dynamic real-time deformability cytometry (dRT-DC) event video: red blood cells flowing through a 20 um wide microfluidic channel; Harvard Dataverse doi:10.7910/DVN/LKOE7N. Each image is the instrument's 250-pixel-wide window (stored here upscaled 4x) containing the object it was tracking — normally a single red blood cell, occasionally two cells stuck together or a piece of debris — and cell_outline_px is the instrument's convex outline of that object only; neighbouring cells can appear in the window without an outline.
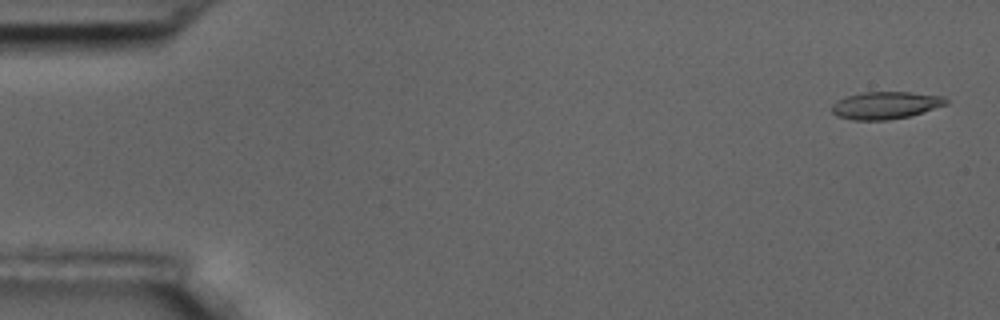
{"species": "common noctule bat (a hibernating species)", "species_latin": "Nyctalus noctula", "temperature_condition": "room temperature", "stored_images_in_passage": 15, "camera_frame_rate_fps": 3000, "um_per_image_px": 0.085, "animal": {"sex": "male", "body_mass_g": 17.5, "forearm_length_mm": 52.3}, "frame": {"image": 1, "passage_image": 1, "time_ms": 0.0, "image_size_px": [1000, 320], "cell_outline_px": [[948, 104], [912, 116], [888, 120], [852, 120], [836, 116], [832, 112], [832, 104], [836, 100], [844, 96], [864, 92], [908, 92], [944, 96], [948, 100]], "centroid_in_image_um": [75.27, 8.95], "position_along_channel_um": 9.7, "area_um2": 18.5}}
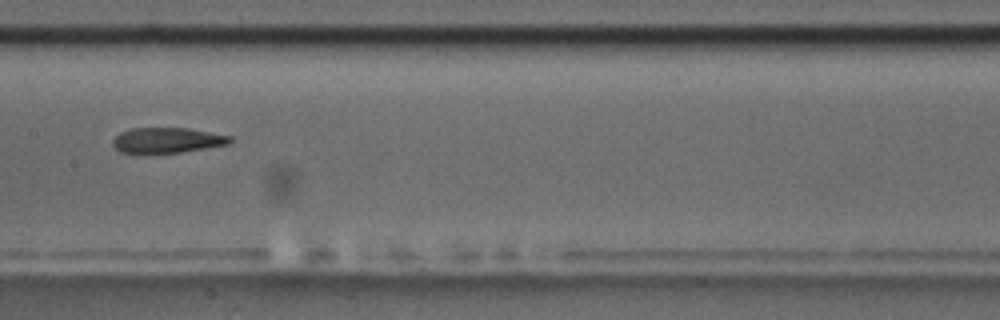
{"frame": {"image": 2, "passage_image": 8, "time_ms": 9.0, "image_size_px": [1000, 320], "cell_outline_px": [[232, 140], [228, 144], [180, 152], [132, 156], [120, 152], [112, 144], [112, 140], [120, 132], [132, 128], [188, 128], [232, 136]], "centroid_in_image_um": [14.11, 11.96], "position_along_channel_um": 193.3, "area_um2": 17.86}}
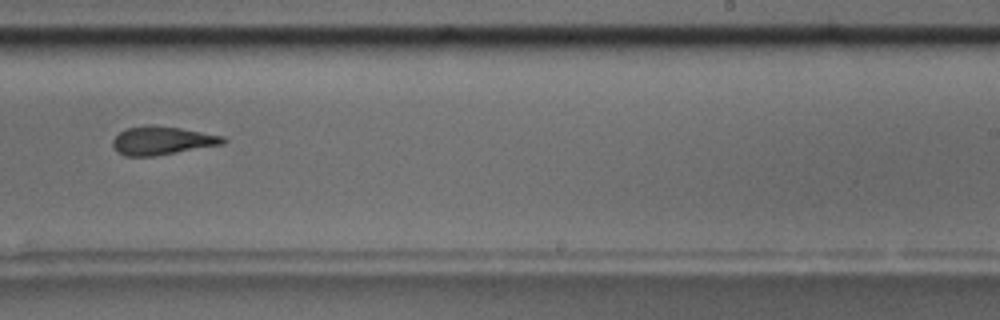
{"frame": {"image": 3, "passage_image": 10, "time_ms": 11.333, "image_size_px": [1000, 320], "cell_outline_px": [[228, 140], [224, 144], [152, 156], [124, 156], [112, 144], [112, 140], [120, 132], [128, 128], [144, 124], [152, 124], [180, 128], [224, 136]], "centroid_in_image_um": [13.8, 11.93], "position_along_channel_um": 275.2, "area_um2": 18.15}, "authors_computed_cell_mechanics": {"area_um2": 18.496, "velocity_mm_per_s": 3.5313, "shape_relaxation_time_tau1_ms": null, "shape_relaxation_time_tau2_ms": 4.3316, "deformation_change_tau1": null, "deformation_change_tau2": 0.16}}